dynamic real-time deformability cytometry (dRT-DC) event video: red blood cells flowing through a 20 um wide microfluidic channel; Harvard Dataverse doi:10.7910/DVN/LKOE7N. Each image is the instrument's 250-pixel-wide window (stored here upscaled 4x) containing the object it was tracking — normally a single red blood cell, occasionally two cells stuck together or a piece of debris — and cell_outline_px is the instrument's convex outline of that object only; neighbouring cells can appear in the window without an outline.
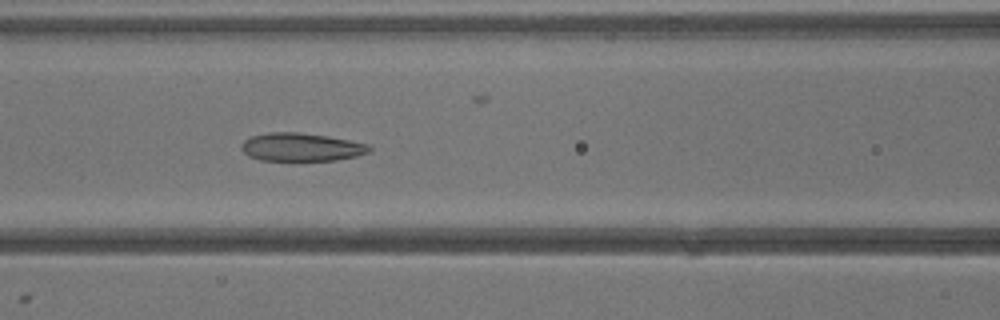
{"species": "common noctule bat (a hibernating species)", "species_latin": "Nyctalus noctula", "temperature_condition": "warm", "stored_images_in_passage": 36, "camera_frame_rate_fps": 3000, "um_per_image_px": 0.085, "animal": {"sex": "male", "body_mass_g": 13.3}, "frame": {"image": 1, "passage_image": 13, "time_ms": 4.0, "image_size_px": [1000, 320], "cell_outline_px": [[372, 152], [356, 156], [336, 160], [292, 164], [260, 160], [248, 156], [240, 148], [240, 144], [248, 136], [268, 132], [300, 132], [328, 136], [368, 144], [372, 148]], "centroid_in_image_um": [25.56, 12.55], "position_along_channel_um": 141.0, "area_um2": 22.31}}
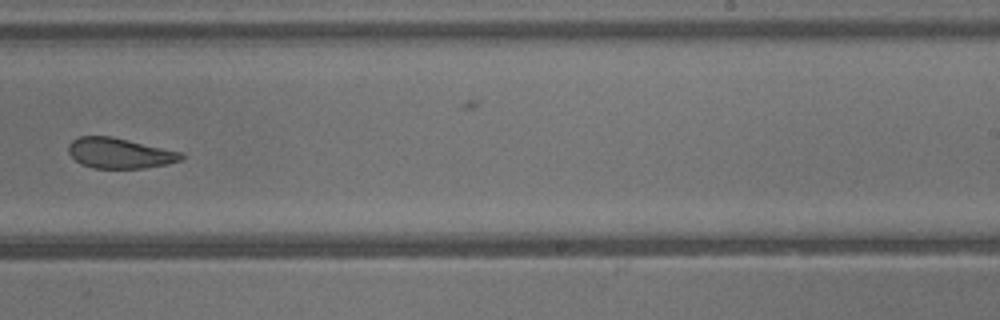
{"frame": {"image": 2, "passage_image": 21, "time_ms": 6.667, "image_size_px": [1000, 320], "cell_outline_px": [[184, 156], [180, 160], [168, 164], [144, 168], [92, 168], [80, 164], [68, 152], [68, 144], [72, 140], [80, 136], [112, 136], [184, 152]], "centroid_in_image_um": [10.18, 13.01], "position_along_channel_um": 278.8, "area_um2": 20.17}}
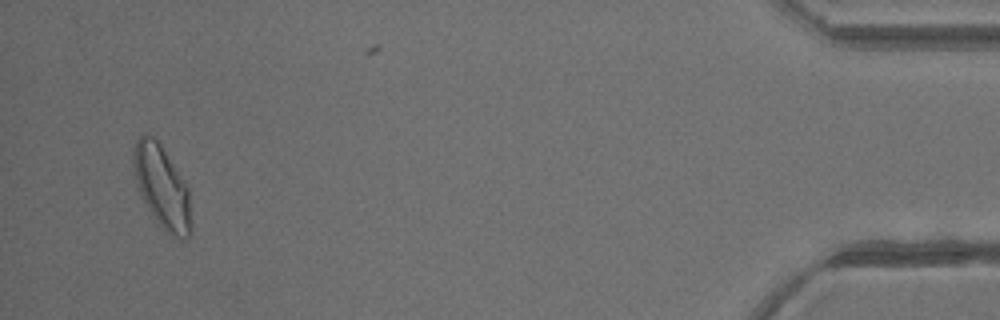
{"frame": {"image": 3, "passage_image": 34, "time_ms": 11.0, "image_size_px": [1000, 320], "cell_outline_px": [[188, 240], [180, 240], [172, 236], [156, 220], [148, 208], [136, 184], [132, 168], [132, 152], [136, 140], [144, 132], [152, 136], [160, 144], [188, 188]], "centroid_in_image_um": [13.69, 15.83], "position_along_channel_um": 421.5, "area_um2": 26.93}}